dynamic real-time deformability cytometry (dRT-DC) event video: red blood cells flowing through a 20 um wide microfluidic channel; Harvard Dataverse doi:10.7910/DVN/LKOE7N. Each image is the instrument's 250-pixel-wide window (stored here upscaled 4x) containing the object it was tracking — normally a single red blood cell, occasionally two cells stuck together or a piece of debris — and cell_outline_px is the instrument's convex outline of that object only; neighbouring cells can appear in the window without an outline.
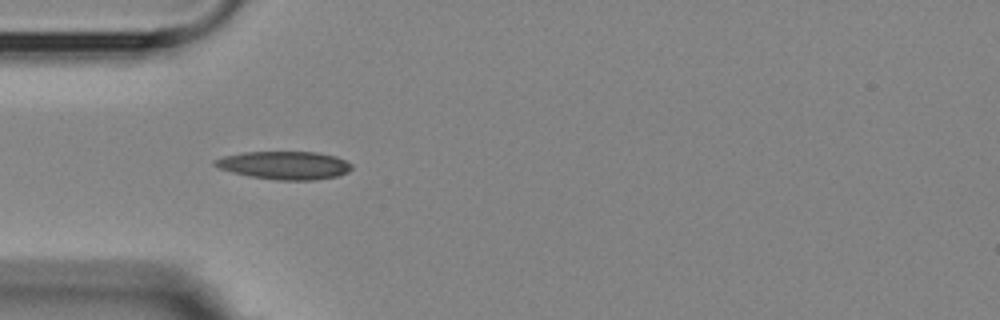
{"species": "Egyptian fruit bat (a non-hibernating species)", "species_latin": "Rousettus aegyptiacus", "temperature_condition": "room temperature", "stored_images_in_passage": 5, "camera_frame_rate_fps": 3000, "um_per_image_px": 0.085, "animal": {"sex": "female"}, "frame": {"image": 1, "passage_image": 4, "time_ms": 5.0, "image_size_px": [1000, 320], "cell_outline_px": [[352, 168], [348, 172], [336, 176], [312, 180], [280, 180], [252, 176], [232, 172], [220, 168], [212, 164], [212, 160], [224, 156], [244, 152], [316, 152], [336, 156], [352, 164]], "centroid_in_image_um": [24.18, 14.04], "position_along_channel_um": 60.8, "area_um2": 22.2}}
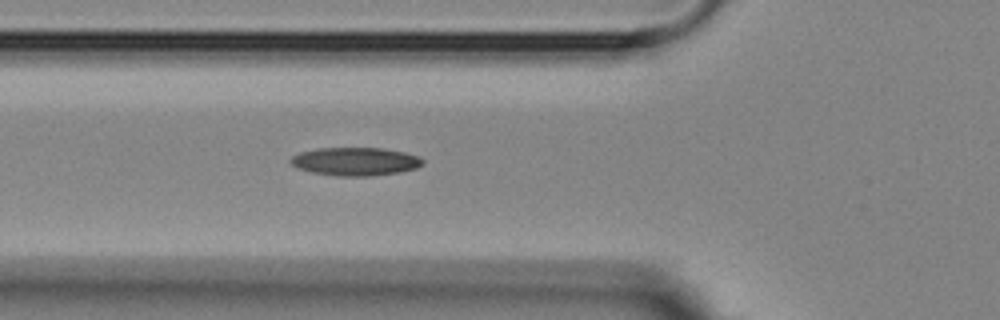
{"frame": {"image": 2, "passage_image": 5, "time_ms": 6.0, "image_size_px": [1000, 320], "cell_outline_px": [[424, 164], [416, 168], [400, 172], [372, 176], [336, 176], [312, 172], [296, 168], [288, 160], [292, 156], [300, 152], [316, 148], [384, 148], [404, 152], [420, 156], [424, 160]], "centroid_in_image_um": [30.21, 13.72], "position_along_channel_um": 95.6, "area_um2": 21.96}}